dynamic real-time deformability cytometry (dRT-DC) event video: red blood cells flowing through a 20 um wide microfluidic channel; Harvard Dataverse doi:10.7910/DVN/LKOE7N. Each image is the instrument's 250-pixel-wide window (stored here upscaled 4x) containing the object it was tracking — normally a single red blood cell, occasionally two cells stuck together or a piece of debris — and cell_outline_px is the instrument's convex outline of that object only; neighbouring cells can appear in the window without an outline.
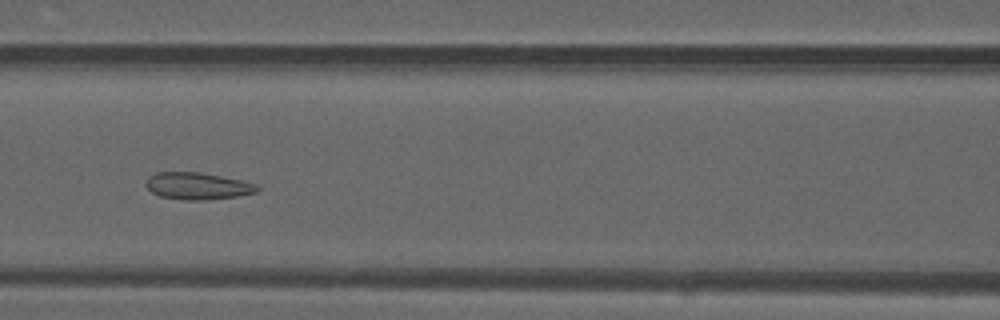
{"species": "common noctule bat (a hibernating species)", "species_latin": "Nyctalus noctula", "temperature_condition": "warm", "stored_images_in_passage": 34, "camera_frame_rate_fps": 3000, "um_per_image_px": 0.085, "animal": {"sex": "male", "forearm_length_mm": 52.5}, "frame": {"image": 1, "passage_image": 7, "time_ms": 2.0, "image_size_px": [1000, 320], "cell_outline_px": [[260, 188], [256, 192], [236, 196], [208, 200], [184, 200], [160, 196], [152, 192], [144, 184], [148, 176], [156, 172], [200, 172], [240, 180], [256, 184]], "centroid_in_image_um": [16.75, 15.81], "position_along_channel_um": 149.8, "area_um2": 17.46}}
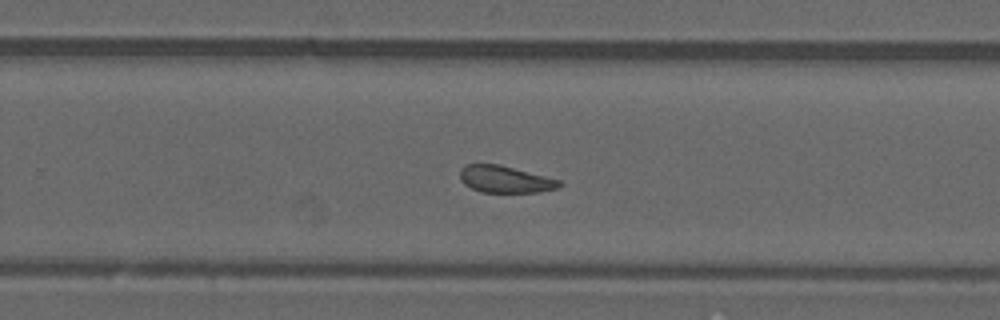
{"frame": {"image": 2, "passage_image": 17, "time_ms": 5.333, "image_size_px": [1000, 320], "cell_outline_px": [[564, 184], [556, 188], [540, 192], [480, 192], [464, 184], [460, 180], [460, 168], [464, 164], [500, 164], [560, 180]], "centroid_in_image_um": [42.91, 15.23], "position_along_channel_um": 286.9, "area_um2": 15.66}}
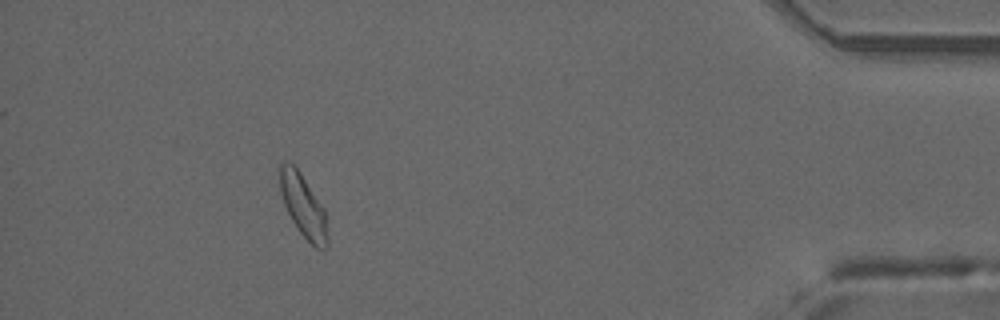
{"frame": {"image": 3, "passage_image": 30, "time_ms": 9.667, "image_size_px": [1000, 320], "cell_outline_px": [[328, 244], [324, 248], [316, 248], [296, 228], [284, 204], [280, 192], [280, 164], [292, 164], [300, 172], [324, 208], [328, 236]], "centroid_in_image_um": [25.79, 17.53], "position_along_channel_um": 409.4, "area_um2": 16.99}, "authors_computed_cell_mechanics": {"area_um2": 16.9065, "velocity_mm_per_s": 4.1269, "shape_relaxation_time_tau1_ms": null, "shape_relaxation_time_tau2_ms": 1.0118, "deformation_change_tau1": null, "deformation_change_tau2": 0.0679}}